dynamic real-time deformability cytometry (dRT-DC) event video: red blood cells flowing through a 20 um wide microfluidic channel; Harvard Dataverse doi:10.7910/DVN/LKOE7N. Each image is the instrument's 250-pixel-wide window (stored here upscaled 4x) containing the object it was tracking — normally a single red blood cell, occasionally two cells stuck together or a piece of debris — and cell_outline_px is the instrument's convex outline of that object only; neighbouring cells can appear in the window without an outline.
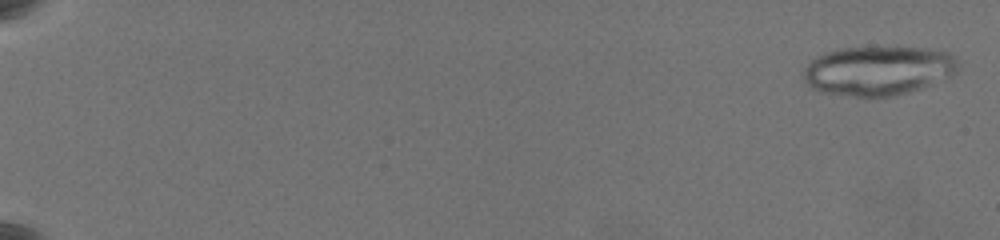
{"species": "common noctule bat (a hibernating species)", "species_latin": "Nyctalus noctula", "temperature_condition": "warm", "stored_images_in_passage": 27, "camera_frame_rate_fps": 3000, "um_per_image_px": 0.085, "animal": {"sex": "female", "body_mass_g": 19.5, "forearm_length_mm": 54.1}, "frame": {"image": 1, "passage_image": 2, "time_ms": 0.333, "image_size_px": [1000, 240], "cell_outline_px": [[960, 64], [956, 72], [948, 76], [920, 88], [908, 92], [892, 96], [856, 96], [820, 92], [812, 88], [804, 80], [804, 68], [812, 60], [828, 52], [840, 48], [928, 48], [948, 52]], "centroid_in_image_um": [74.64, 6.0], "position_along_channel_um": 10.4, "area_um2": 43.7}}